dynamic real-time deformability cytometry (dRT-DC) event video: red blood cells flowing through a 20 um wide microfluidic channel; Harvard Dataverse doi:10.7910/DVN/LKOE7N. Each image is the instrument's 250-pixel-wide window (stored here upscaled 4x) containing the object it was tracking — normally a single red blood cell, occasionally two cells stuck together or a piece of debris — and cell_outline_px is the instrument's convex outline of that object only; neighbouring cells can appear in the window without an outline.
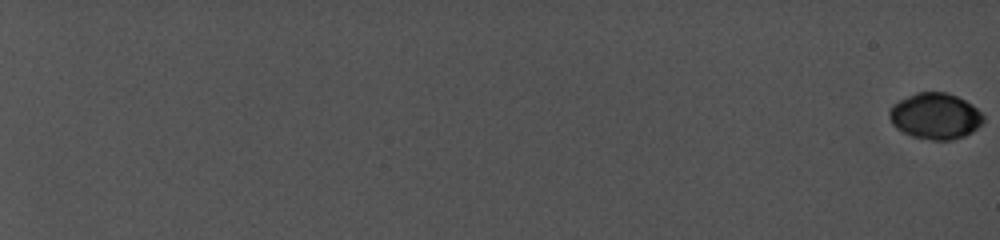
{"species": "common noctule bat (a hibernating species)", "species_latin": "Nyctalus noctula", "temperature_condition": "cold", "stored_images_in_passage": 40, "camera_frame_rate_fps": 5000, "um_per_image_px": 0.085, "animal": {"sex": "female", "body_mass_g": 19.0, "forearm_length_mm": 56.7}, "frame": {"image": 1, "passage_image": 1, "time_ms": 0.0, "image_size_px": [1000, 240], "cell_outline_px": [[984, 120], [976, 128], [960, 136], [920, 136], [908, 132], [892, 124], [888, 116], [888, 112], [892, 104], [916, 92], [948, 92], [972, 104], [984, 116]], "centroid_in_image_um": [79.47, 9.75], "position_along_channel_um": 5.5, "area_um2": 23.7}}
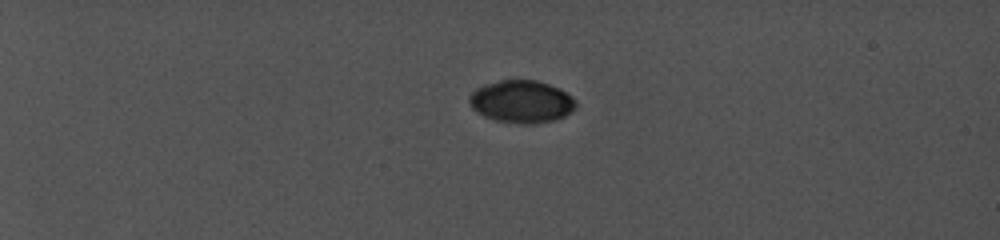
{"frame": {"image": 2, "passage_image": 30, "time_ms": 6.6, "image_size_px": [1000, 240], "cell_outline_px": [[576, 104], [568, 112], [560, 116], [544, 120], [504, 120], [480, 112], [468, 100], [468, 96], [476, 88], [500, 80], [536, 80], [560, 88], [572, 96], [576, 100]], "centroid_in_image_um": [44.34, 8.52], "position_along_channel_um": 40.7, "area_um2": 24.39}}
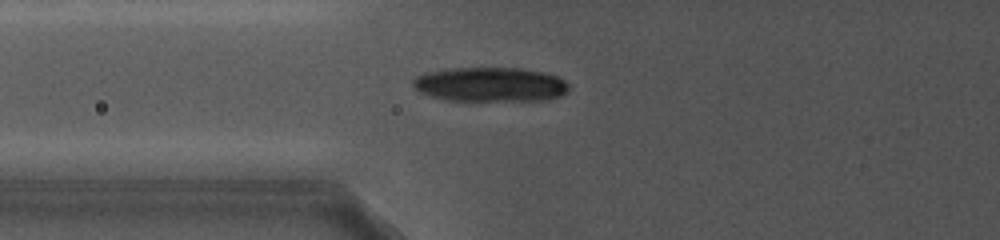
{"frame": {"image": 3, "passage_image": 40, "time_ms": 10.6, "image_size_px": [1000, 240], "cell_outline_px": [[568, 88], [564, 92], [556, 96], [532, 100], [448, 100], [424, 92], [416, 88], [412, 84], [412, 80], [416, 76], [424, 72], [444, 68], [524, 68], [544, 72], [556, 76], [564, 80], [568, 84]], "centroid_in_image_um": [41.63, 7.14], "position_along_channel_um": 84.2, "area_um2": 30.69}}